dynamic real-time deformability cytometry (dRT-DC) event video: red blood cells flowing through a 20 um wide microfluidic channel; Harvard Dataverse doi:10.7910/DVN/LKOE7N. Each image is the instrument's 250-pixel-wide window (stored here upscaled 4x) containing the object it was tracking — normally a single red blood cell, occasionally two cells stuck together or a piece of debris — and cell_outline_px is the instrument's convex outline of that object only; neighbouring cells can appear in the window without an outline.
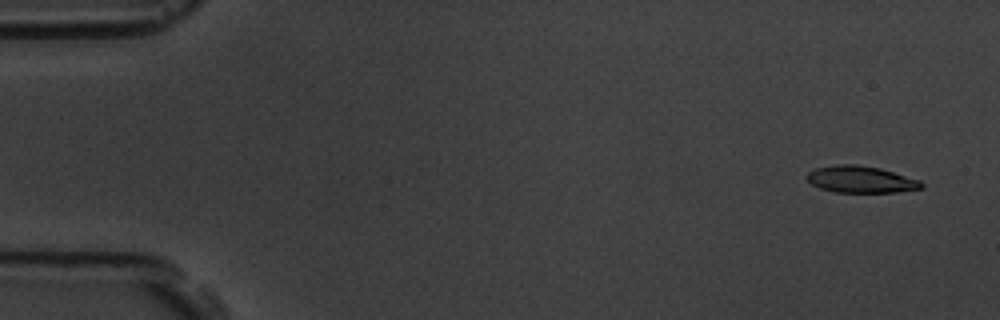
{"species": "common noctule bat (a hibernating species)", "species_latin": "Nyctalus noctula", "temperature_condition": "room temperature", "stored_images_in_passage": 4, "camera_frame_rate_fps": 3000, "um_per_image_px": 0.085, "animal": {"sex": "male", "body_mass_g": 19.5, "forearm_length_mm": 54.6}, "frame": {"image": 1, "passage_image": 1, "time_ms": 0.0, "image_size_px": [1000, 320], "cell_outline_px": [[924, 188], [896, 192], [836, 192], [820, 188], [812, 184], [804, 176], [808, 172], [816, 168], [836, 164], [856, 164], [880, 168], [920, 180], [924, 184]], "centroid_in_image_um": [73.17, 15.24], "position_along_channel_um": 11.8, "area_um2": 17.92}}
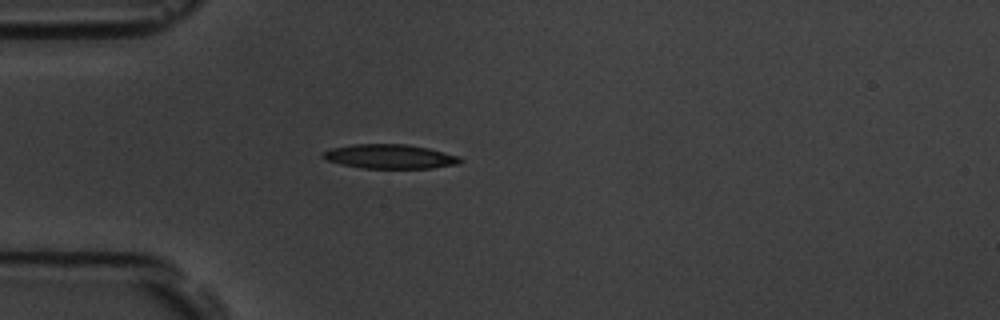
{"frame": {"image": 2, "passage_image": 4, "time_ms": 1.0, "image_size_px": [1000, 320], "cell_outline_px": [[464, 160], [460, 164], [432, 168], [364, 168], [344, 164], [328, 160], [320, 156], [320, 152], [332, 148], [352, 144], [408, 144], [428, 148], [460, 156]], "centroid_in_image_um": [33.18, 13.29], "position_along_channel_um": 51.8, "area_um2": 19.48}}